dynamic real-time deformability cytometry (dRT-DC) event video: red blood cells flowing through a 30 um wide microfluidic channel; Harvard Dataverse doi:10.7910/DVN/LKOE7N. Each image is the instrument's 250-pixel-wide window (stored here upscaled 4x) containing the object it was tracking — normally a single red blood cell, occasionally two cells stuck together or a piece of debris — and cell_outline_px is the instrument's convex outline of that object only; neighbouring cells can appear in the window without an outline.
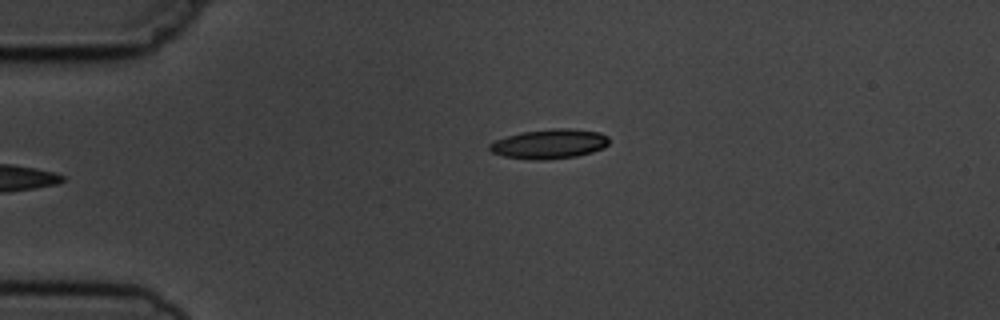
{"species": "common noctule bat (a hibernating species)", "species_latin": "Nyctalus noctula", "temperature_condition": "cold", "stored_images_in_passage": 4, "camera_frame_rate_fps": 3000, "um_per_image_px": 0.085, "animal": {"sex": "male", "body_mass_g": 19.5, "forearm_length_mm": 54.6}, "frame": {"image": 1, "passage_image": 4, "time_ms": 3.667, "image_size_px": [1000, 320], "cell_outline_px": [[608, 144], [604, 148], [592, 152], [576, 156], [544, 160], [536, 160], [504, 156], [492, 152], [488, 148], [488, 144], [496, 140], [520, 132], [552, 128], [572, 128], [600, 132], [608, 136]], "centroid_in_image_um": [46.71, 12.22], "position_along_channel_um": 38.3, "area_um2": 20.63}}